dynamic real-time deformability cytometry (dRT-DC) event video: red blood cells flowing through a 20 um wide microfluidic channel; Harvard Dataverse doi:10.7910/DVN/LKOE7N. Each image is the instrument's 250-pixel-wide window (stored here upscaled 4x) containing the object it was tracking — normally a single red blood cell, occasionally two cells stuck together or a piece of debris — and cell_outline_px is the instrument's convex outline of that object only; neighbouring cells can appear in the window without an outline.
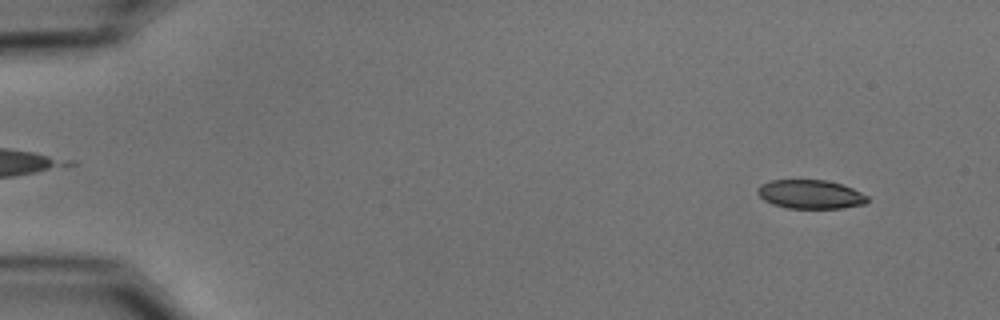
{"species": "common noctule bat (a hibernating species)", "species_latin": "Nyctalus noctula", "temperature_condition": "cold", "stored_images_in_passage": 53, "camera_frame_rate_fps": 3000, "um_per_image_px": 0.085, "animal": {"sex": "male", "body_mass_g": 15.6}, "frame": {"image": 1, "passage_image": 4, "time_ms": 1.0, "image_size_px": [1000, 320], "cell_outline_px": [[868, 200], [864, 204], [844, 208], [788, 208], [772, 204], [764, 200], [756, 192], [756, 188], [760, 184], [772, 180], [828, 180], [852, 188], [868, 196]], "centroid_in_image_um": [68.86, 16.51], "position_along_channel_um": 16.1, "area_um2": 18.5}}
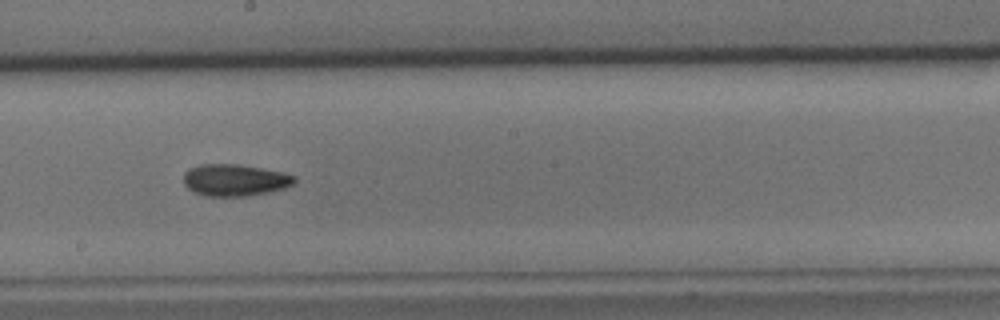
{"frame": {"image": 2, "passage_image": 30, "time_ms": 9.667, "image_size_px": [1000, 320], "cell_outline_px": [[296, 180], [292, 184], [284, 188], [268, 192], [248, 196], [208, 196], [196, 192], [188, 188], [184, 184], [184, 172], [188, 168], [200, 164], [236, 164], [260, 168], [280, 172], [296, 176]], "centroid_in_image_um": [19.93, 15.3], "position_along_channel_um": 228.3, "area_um2": 20.4}}
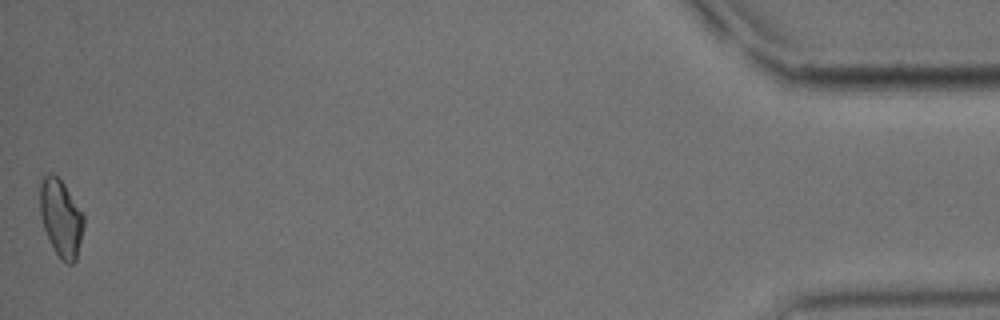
{"frame": {"image": 3, "passage_image": 53, "time_ms": 17.333, "image_size_px": [1000, 320], "cell_outline_px": [[84, 224], [76, 260], [72, 264], [68, 264], [60, 260], [44, 228], [40, 212], [40, 184], [44, 176], [52, 172], [64, 184], [84, 216]], "centroid_in_image_um": [5.18, 18.54], "position_along_channel_um": 430.0, "area_um2": 19.31}, "authors_computed_cell_mechanics": {"area_um2": 19.7676, "velocity_mm_per_s": 3.7636, "shape_relaxation_time_tau1_ms": 6.5127, "shape_relaxation_time_tau2_ms": 7.6242, "deformation_change_tau1": 0.1325, "deformation_change_tau2": 0.134}}